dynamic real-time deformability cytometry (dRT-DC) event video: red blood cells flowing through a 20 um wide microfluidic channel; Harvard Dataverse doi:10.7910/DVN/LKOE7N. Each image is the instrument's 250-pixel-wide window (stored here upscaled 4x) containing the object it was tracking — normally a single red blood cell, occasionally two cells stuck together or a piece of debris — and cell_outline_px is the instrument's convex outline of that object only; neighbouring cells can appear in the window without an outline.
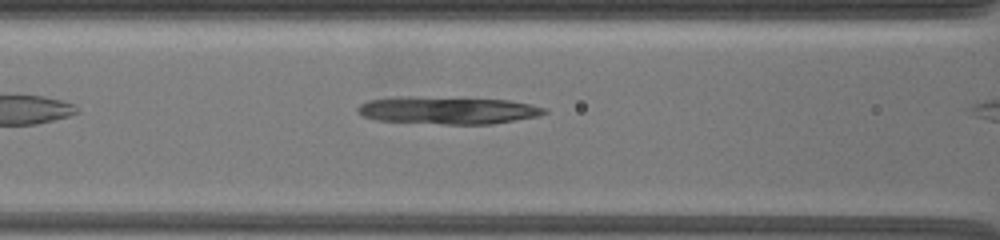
{"species": "common noctule bat (a hibernating species)", "species_latin": "Nyctalus noctula", "temperature_condition": "warm", "stored_images_in_passage": 20, "camera_frame_rate_fps": 3000, "um_per_image_px": 0.085, "animal": {"sex": "female", "body_mass_g": 19.5, "forearm_length_mm": 54.1}, "frame": {"image": 1, "passage_image": 13, "time_ms": 2.0, "image_size_px": [1000, 240], "cell_outline_px": [[548, 112], [536, 116], [492, 124], [444, 124], [376, 120], [364, 116], [356, 108], [360, 104], [368, 100], [396, 96], [412, 96], [508, 100], [528, 104], [544, 108]], "centroid_in_image_um": [38.0, 9.37], "position_along_channel_um": 128.6, "area_um2": 29.65}}